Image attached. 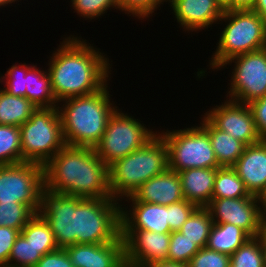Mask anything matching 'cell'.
<instances>
[{
  "label": "cell",
  "mask_w": 266,
  "mask_h": 267,
  "mask_svg": "<svg viewBox=\"0 0 266 267\" xmlns=\"http://www.w3.org/2000/svg\"><path fill=\"white\" fill-rule=\"evenodd\" d=\"M86 41L74 34L63 37L61 45L50 56L47 71L57 102L93 94L110 79L109 58Z\"/></svg>",
  "instance_id": "cell-1"
},
{
  "label": "cell",
  "mask_w": 266,
  "mask_h": 267,
  "mask_svg": "<svg viewBox=\"0 0 266 267\" xmlns=\"http://www.w3.org/2000/svg\"><path fill=\"white\" fill-rule=\"evenodd\" d=\"M44 189L88 199L112 198L109 166L92 147L65 145L43 166Z\"/></svg>",
  "instance_id": "cell-2"
},
{
  "label": "cell",
  "mask_w": 266,
  "mask_h": 267,
  "mask_svg": "<svg viewBox=\"0 0 266 267\" xmlns=\"http://www.w3.org/2000/svg\"><path fill=\"white\" fill-rule=\"evenodd\" d=\"M108 84L93 94L58 102L66 145L94 148L100 142L111 115L118 108L111 102Z\"/></svg>",
  "instance_id": "cell-3"
},
{
  "label": "cell",
  "mask_w": 266,
  "mask_h": 267,
  "mask_svg": "<svg viewBox=\"0 0 266 267\" xmlns=\"http://www.w3.org/2000/svg\"><path fill=\"white\" fill-rule=\"evenodd\" d=\"M168 168V148L157 133L145 145L109 166L112 198L122 201Z\"/></svg>",
  "instance_id": "cell-4"
},
{
  "label": "cell",
  "mask_w": 266,
  "mask_h": 267,
  "mask_svg": "<svg viewBox=\"0 0 266 267\" xmlns=\"http://www.w3.org/2000/svg\"><path fill=\"white\" fill-rule=\"evenodd\" d=\"M225 21L212 58V70H221L233 57L266 47V22L253 10H225L219 22Z\"/></svg>",
  "instance_id": "cell-5"
},
{
  "label": "cell",
  "mask_w": 266,
  "mask_h": 267,
  "mask_svg": "<svg viewBox=\"0 0 266 267\" xmlns=\"http://www.w3.org/2000/svg\"><path fill=\"white\" fill-rule=\"evenodd\" d=\"M114 198H84L74 210L76 244H103L121 236V204Z\"/></svg>",
  "instance_id": "cell-6"
},
{
  "label": "cell",
  "mask_w": 266,
  "mask_h": 267,
  "mask_svg": "<svg viewBox=\"0 0 266 267\" xmlns=\"http://www.w3.org/2000/svg\"><path fill=\"white\" fill-rule=\"evenodd\" d=\"M22 162L45 165L66 144L57 107L38 108L20 126Z\"/></svg>",
  "instance_id": "cell-7"
},
{
  "label": "cell",
  "mask_w": 266,
  "mask_h": 267,
  "mask_svg": "<svg viewBox=\"0 0 266 267\" xmlns=\"http://www.w3.org/2000/svg\"><path fill=\"white\" fill-rule=\"evenodd\" d=\"M163 131V132H162ZM158 132L168 148V168L180 172L192 168L221 167L208 133L199 125Z\"/></svg>",
  "instance_id": "cell-8"
},
{
  "label": "cell",
  "mask_w": 266,
  "mask_h": 267,
  "mask_svg": "<svg viewBox=\"0 0 266 267\" xmlns=\"http://www.w3.org/2000/svg\"><path fill=\"white\" fill-rule=\"evenodd\" d=\"M141 122L119 108L114 111L100 142L94 147L107 166L141 148L158 133Z\"/></svg>",
  "instance_id": "cell-9"
},
{
  "label": "cell",
  "mask_w": 266,
  "mask_h": 267,
  "mask_svg": "<svg viewBox=\"0 0 266 267\" xmlns=\"http://www.w3.org/2000/svg\"><path fill=\"white\" fill-rule=\"evenodd\" d=\"M43 188V165L34 162L0 165V203L25 204L38 213Z\"/></svg>",
  "instance_id": "cell-10"
},
{
  "label": "cell",
  "mask_w": 266,
  "mask_h": 267,
  "mask_svg": "<svg viewBox=\"0 0 266 267\" xmlns=\"http://www.w3.org/2000/svg\"><path fill=\"white\" fill-rule=\"evenodd\" d=\"M232 63L235 64L231 72V84L228 83L230 88L227 90L226 99L249 104L253 100L264 97L266 95V47L233 57L225 62L221 69Z\"/></svg>",
  "instance_id": "cell-11"
},
{
  "label": "cell",
  "mask_w": 266,
  "mask_h": 267,
  "mask_svg": "<svg viewBox=\"0 0 266 267\" xmlns=\"http://www.w3.org/2000/svg\"><path fill=\"white\" fill-rule=\"evenodd\" d=\"M84 198L42 190L39 214L54 233L56 244L65 248L76 244L74 210Z\"/></svg>",
  "instance_id": "cell-12"
},
{
  "label": "cell",
  "mask_w": 266,
  "mask_h": 267,
  "mask_svg": "<svg viewBox=\"0 0 266 267\" xmlns=\"http://www.w3.org/2000/svg\"><path fill=\"white\" fill-rule=\"evenodd\" d=\"M204 114L217 129L228 133L246 146L259 143L263 139L256 130L248 104L226 99Z\"/></svg>",
  "instance_id": "cell-13"
},
{
  "label": "cell",
  "mask_w": 266,
  "mask_h": 267,
  "mask_svg": "<svg viewBox=\"0 0 266 267\" xmlns=\"http://www.w3.org/2000/svg\"><path fill=\"white\" fill-rule=\"evenodd\" d=\"M124 240L125 262L130 267H144L167 261L170 233L147 230H121Z\"/></svg>",
  "instance_id": "cell-14"
},
{
  "label": "cell",
  "mask_w": 266,
  "mask_h": 267,
  "mask_svg": "<svg viewBox=\"0 0 266 267\" xmlns=\"http://www.w3.org/2000/svg\"><path fill=\"white\" fill-rule=\"evenodd\" d=\"M206 208L213 223L233 224L251 237L258 236L261 207L257 197L211 199Z\"/></svg>",
  "instance_id": "cell-15"
},
{
  "label": "cell",
  "mask_w": 266,
  "mask_h": 267,
  "mask_svg": "<svg viewBox=\"0 0 266 267\" xmlns=\"http://www.w3.org/2000/svg\"><path fill=\"white\" fill-rule=\"evenodd\" d=\"M174 17L183 31L199 32L219 24L225 9L220 0H168Z\"/></svg>",
  "instance_id": "cell-16"
},
{
  "label": "cell",
  "mask_w": 266,
  "mask_h": 267,
  "mask_svg": "<svg viewBox=\"0 0 266 267\" xmlns=\"http://www.w3.org/2000/svg\"><path fill=\"white\" fill-rule=\"evenodd\" d=\"M123 200L132 203L130 209L126 204H121V230L172 232L169 227L168 206L139 202L132 195Z\"/></svg>",
  "instance_id": "cell-17"
},
{
  "label": "cell",
  "mask_w": 266,
  "mask_h": 267,
  "mask_svg": "<svg viewBox=\"0 0 266 267\" xmlns=\"http://www.w3.org/2000/svg\"><path fill=\"white\" fill-rule=\"evenodd\" d=\"M74 267H121L125 263L124 240L103 244H74L64 248Z\"/></svg>",
  "instance_id": "cell-18"
},
{
  "label": "cell",
  "mask_w": 266,
  "mask_h": 267,
  "mask_svg": "<svg viewBox=\"0 0 266 267\" xmlns=\"http://www.w3.org/2000/svg\"><path fill=\"white\" fill-rule=\"evenodd\" d=\"M232 167L249 194L257 197L266 185V139L246 146Z\"/></svg>",
  "instance_id": "cell-19"
},
{
  "label": "cell",
  "mask_w": 266,
  "mask_h": 267,
  "mask_svg": "<svg viewBox=\"0 0 266 267\" xmlns=\"http://www.w3.org/2000/svg\"><path fill=\"white\" fill-rule=\"evenodd\" d=\"M139 202L168 206L184 200L180 175L167 168L143 183L132 195Z\"/></svg>",
  "instance_id": "cell-20"
},
{
  "label": "cell",
  "mask_w": 266,
  "mask_h": 267,
  "mask_svg": "<svg viewBox=\"0 0 266 267\" xmlns=\"http://www.w3.org/2000/svg\"><path fill=\"white\" fill-rule=\"evenodd\" d=\"M178 173L184 199L206 207L212 199L217 168H192Z\"/></svg>",
  "instance_id": "cell-21"
},
{
  "label": "cell",
  "mask_w": 266,
  "mask_h": 267,
  "mask_svg": "<svg viewBox=\"0 0 266 267\" xmlns=\"http://www.w3.org/2000/svg\"><path fill=\"white\" fill-rule=\"evenodd\" d=\"M199 125L209 135L218 164L221 167H232L243 154L246 145L217 129L204 115Z\"/></svg>",
  "instance_id": "cell-22"
},
{
  "label": "cell",
  "mask_w": 266,
  "mask_h": 267,
  "mask_svg": "<svg viewBox=\"0 0 266 267\" xmlns=\"http://www.w3.org/2000/svg\"><path fill=\"white\" fill-rule=\"evenodd\" d=\"M36 66V67H35ZM26 98L37 108L57 107L50 82V75L47 70H41L33 65L25 76Z\"/></svg>",
  "instance_id": "cell-23"
},
{
  "label": "cell",
  "mask_w": 266,
  "mask_h": 267,
  "mask_svg": "<svg viewBox=\"0 0 266 267\" xmlns=\"http://www.w3.org/2000/svg\"><path fill=\"white\" fill-rule=\"evenodd\" d=\"M251 236L242 228L229 223H214L206 247L231 256Z\"/></svg>",
  "instance_id": "cell-24"
},
{
  "label": "cell",
  "mask_w": 266,
  "mask_h": 267,
  "mask_svg": "<svg viewBox=\"0 0 266 267\" xmlns=\"http://www.w3.org/2000/svg\"><path fill=\"white\" fill-rule=\"evenodd\" d=\"M37 109L27 98L11 95L0 87V125L20 127Z\"/></svg>",
  "instance_id": "cell-25"
},
{
  "label": "cell",
  "mask_w": 266,
  "mask_h": 267,
  "mask_svg": "<svg viewBox=\"0 0 266 267\" xmlns=\"http://www.w3.org/2000/svg\"><path fill=\"white\" fill-rule=\"evenodd\" d=\"M27 242L40 250L44 255L59 249L56 244L54 233L43 217L36 213L28 223L22 228L20 233Z\"/></svg>",
  "instance_id": "cell-26"
},
{
  "label": "cell",
  "mask_w": 266,
  "mask_h": 267,
  "mask_svg": "<svg viewBox=\"0 0 266 267\" xmlns=\"http://www.w3.org/2000/svg\"><path fill=\"white\" fill-rule=\"evenodd\" d=\"M256 197L250 195L233 167H219L214 180L212 199Z\"/></svg>",
  "instance_id": "cell-27"
},
{
  "label": "cell",
  "mask_w": 266,
  "mask_h": 267,
  "mask_svg": "<svg viewBox=\"0 0 266 267\" xmlns=\"http://www.w3.org/2000/svg\"><path fill=\"white\" fill-rule=\"evenodd\" d=\"M213 224L209 210L206 207H198L178 231L203 248L207 245Z\"/></svg>",
  "instance_id": "cell-28"
},
{
  "label": "cell",
  "mask_w": 266,
  "mask_h": 267,
  "mask_svg": "<svg viewBox=\"0 0 266 267\" xmlns=\"http://www.w3.org/2000/svg\"><path fill=\"white\" fill-rule=\"evenodd\" d=\"M18 163H22L20 127L0 125V165Z\"/></svg>",
  "instance_id": "cell-29"
},
{
  "label": "cell",
  "mask_w": 266,
  "mask_h": 267,
  "mask_svg": "<svg viewBox=\"0 0 266 267\" xmlns=\"http://www.w3.org/2000/svg\"><path fill=\"white\" fill-rule=\"evenodd\" d=\"M230 267H266L258 237H251L230 256Z\"/></svg>",
  "instance_id": "cell-30"
},
{
  "label": "cell",
  "mask_w": 266,
  "mask_h": 267,
  "mask_svg": "<svg viewBox=\"0 0 266 267\" xmlns=\"http://www.w3.org/2000/svg\"><path fill=\"white\" fill-rule=\"evenodd\" d=\"M35 214L25 204L17 202L0 203V226L11 227L21 232L22 228Z\"/></svg>",
  "instance_id": "cell-31"
},
{
  "label": "cell",
  "mask_w": 266,
  "mask_h": 267,
  "mask_svg": "<svg viewBox=\"0 0 266 267\" xmlns=\"http://www.w3.org/2000/svg\"><path fill=\"white\" fill-rule=\"evenodd\" d=\"M43 257L40 250L34 248L30 242L19 234L7 262V267H34Z\"/></svg>",
  "instance_id": "cell-32"
},
{
  "label": "cell",
  "mask_w": 266,
  "mask_h": 267,
  "mask_svg": "<svg viewBox=\"0 0 266 267\" xmlns=\"http://www.w3.org/2000/svg\"><path fill=\"white\" fill-rule=\"evenodd\" d=\"M200 249L195 242L186 238L180 231H172L167 261L188 264Z\"/></svg>",
  "instance_id": "cell-33"
},
{
  "label": "cell",
  "mask_w": 266,
  "mask_h": 267,
  "mask_svg": "<svg viewBox=\"0 0 266 267\" xmlns=\"http://www.w3.org/2000/svg\"><path fill=\"white\" fill-rule=\"evenodd\" d=\"M34 64H13L4 75H0V83L5 84L4 90L14 96L26 98L25 76ZM6 79V80H5Z\"/></svg>",
  "instance_id": "cell-34"
},
{
  "label": "cell",
  "mask_w": 266,
  "mask_h": 267,
  "mask_svg": "<svg viewBox=\"0 0 266 267\" xmlns=\"http://www.w3.org/2000/svg\"><path fill=\"white\" fill-rule=\"evenodd\" d=\"M70 4L79 17L85 20L99 19L107 10L119 9L116 0H70ZM97 17V18H96Z\"/></svg>",
  "instance_id": "cell-35"
},
{
  "label": "cell",
  "mask_w": 266,
  "mask_h": 267,
  "mask_svg": "<svg viewBox=\"0 0 266 267\" xmlns=\"http://www.w3.org/2000/svg\"><path fill=\"white\" fill-rule=\"evenodd\" d=\"M164 2L168 0H116L119 11L141 20L153 16V13Z\"/></svg>",
  "instance_id": "cell-36"
},
{
  "label": "cell",
  "mask_w": 266,
  "mask_h": 267,
  "mask_svg": "<svg viewBox=\"0 0 266 267\" xmlns=\"http://www.w3.org/2000/svg\"><path fill=\"white\" fill-rule=\"evenodd\" d=\"M187 265L188 267H230V256L203 247L190 259Z\"/></svg>",
  "instance_id": "cell-37"
},
{
  "label": "cell",
  "mask_w": 266,
  "mask_h": 267,
  "mask_svg": "<svg viewBox=\"0 0 266 267\" xmlns=\"http://www.w3.org/2000/svg\"><path fill=\"white\" fill-rule=\"evenodd\" d=\"M198 206L190 201L168 205L169 227L171 231H178Z\"/></svg>",
  "instance_id": "cell-38"
},
{
  "label": "cell",
  "mask_w": 266,
  "mask_h": 267,
  "mask_svg": "<svg viewBox=\"0 0 266 267\" xmlns=\"http://www.w3.org/2000/svg\"><path fill=\"white\" fill-rule=\"evenodd\" d=\"M21 232L6 226H0V267H7L12 246Z\"/></svg>",
  "instance_id": "cell-39"
},
{
  "label": "cell",
  "mask_w": 266,
  "mask_h": 267,
  "mask_svg": "<svg viewBox=\"0 0 266 267\" xmlns=\"http://www.w3.org/2000/svg\"><path fill=\"white\" fill-rule=\"evenodd\" d=\"M248 106L251 109L257 132L263 139H266V95L253 100Z\"/></svg>",
  "instance_id": "cell-40"
},
{
  "label": "cell",
  "mask_w": 266,
  "mask_h": 267,
  "mask_svg": "<svg viewBox=\"0 0 266 267\" xmlns=\"http://www.w3.org/2000/svg\"><path fill=\"white\" fill-rule=\"evenodd\" d=\"M34 267H74L63 248L44 254Z\"/></svg>",
  "instance_id": "cell-41"
},
{
  "label": "cell",
  "mask_w": 266,
  "mask_h": 267,
  "mask_svg": "<svg viewBox=\"0 0 266 267\" xmlns=\"http://www.w3.org/2000/svg\"><path fill=\"white\" fill-rule=\"evenodd\" d=\"M256 0H226L225 10H252Z\"/></svg>",
  "instance_id": "cell-42"
},
{
  "label": "cell",
  "mask_w": 266,
  "mask_h": 267,
  "mask_svg": "<svg viewBox=\"0 0 266 267\" xmlns=\"http://www.w3.org/2000/svg\"><path fill=\"white\" fill-rule=\"evenodd\" d=\"M257 237L260 241H266V209H261L260 212L259 232Z\"/></svg>",
  "instance_id": "cell-43"
},
{
  "label": "cell",
  "mask_w": 266,
  "mask_h": 267,
  "mask_svg": "<svg viewBox=\"0 0 266 267\" xmlns=\"http://www.w3.org/2000/svg\"><path fill=\"white\" fill-rule=\"evenodd\" d=\"M252 10L266 22V0H256Z\"/></svg>",
  "instance_id": "cell-44"
},
{
  "label": "cell",
  "mask_w": 266,
  "mask_h": 267,
  "mask_svg": "<svg viewBox=\"0 0 266 267\" xmlns=\"http://www.w3.org/2000/svg\"><path fill=\"white\" fill-rule=\"evenodd\" d=\"M144 267H188V265L170 261H159Z\"/></svg>",
  "instance_id": "cell-45"
},
{
  "label": "cell",
  "mask_w": 266,
  "mask_h": 267,
  "mask_svg": "<svg viewBox=\"0 0 266 267\" xmlns=\"http://www.w3.org/2000/svg\"><path fill=\"white\" fill-rule=\"evenodd\" d=\"M261 209H266V185L261 193L257 196Z\"/></svg>",
  "instance_id": "cell-46"
},
{
  "label": "cell",
  "mask_w": 266,
  "mask_h": 267,
  "mask_svg": "<svg viewBox=\"0 0 266 267\" xmlns=\"http://www.w3.org/2000/svg\"><path fill=\"white\" fill-rule=\"evenodd\" d=\"M17 1L18 0H0V7L1 6L5 7V6H7V5L11 4V3H14V2L17 3Z\"/></svg>",
  "instance_id": "cell-47"
},
{
  "label": "cell",
  "mask_w": 266,
  "mask_h": 267,
  "mask_svg": "<svg viewBox=\"0 0 266 267\" xmlns=\"http://www.w3.org/2000/svg\"><path fill=\"white\" fill-rule=\"evenodd\" d=\"M263 251H264V259H265V266H266V241H261Z\"/></svg>",
  "instance_id": "cell-48"
},
{
  "label": "cell",
  "mask_w": 266,
  "mask_h": 267,
  "mask_svg": "<svg viewBox=\"0 0 266 267\" xmlns=\"http://www.w3.org/2000/svg\"><path fill=\"white\" fill-rule=\"evenodd\" d=\"M121 267H130L128 263H124Z\"/></svg>",
  "instance_id": "cell-49"
}]
</instances>
